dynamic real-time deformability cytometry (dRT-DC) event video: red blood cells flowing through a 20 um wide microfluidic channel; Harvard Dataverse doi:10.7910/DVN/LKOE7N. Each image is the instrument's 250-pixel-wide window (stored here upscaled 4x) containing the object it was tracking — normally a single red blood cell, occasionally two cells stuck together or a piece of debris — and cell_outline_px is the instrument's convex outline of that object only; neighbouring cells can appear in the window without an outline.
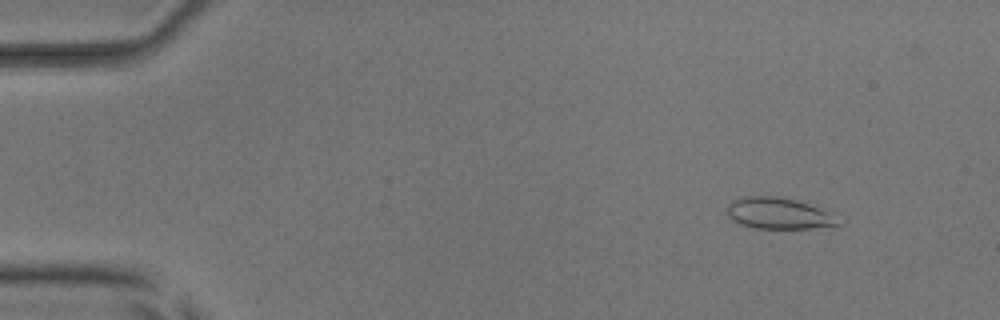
{"species": "common noctule bat (a hibernating species)", "species_latin": "Nyctalus noctula", "temperature_condition": "room temperature", "stored_images_in_passage": 51, "camera_frame_rate_fps": 3000, "um_per_image_px": 0.085, "animal": {"sex": "male", "body_mass_g": 17.9, "forearm_length_mm": 54.2}, "frame": {"image": 1, "passage_image": 3, "time_ms": 0.667, "image_size_px": [1000, 320], "cell_outline_px": [[840, 224], [812, 228], [756, 228], [740, 224], [732, 220], [728, 216], [728, 204], [732, 200], [740, 196], [780, 196], [796, 200], [808, 204], [828, 212]], "centroid_in_image_um": [66.08, 18.12], "position_along_channel_um": 18.9, "area_um2": 19.94}}
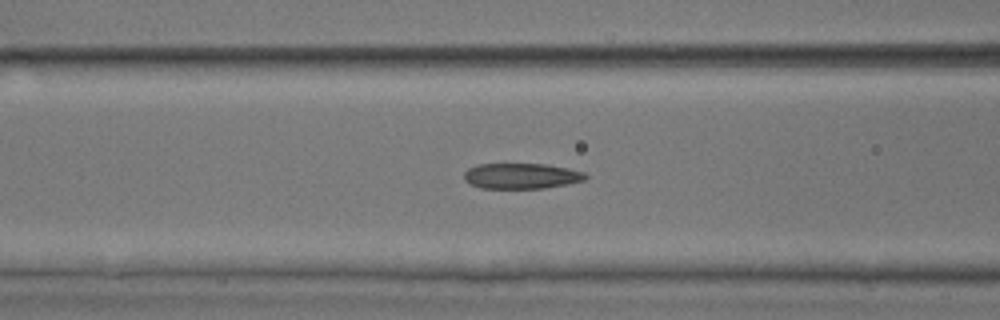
{"frame": {"image": 2, "passage_image": 19, "time_ms": 6.0, "image_size_px": [1000, 320], "cell_outline_px": [[588, 176], [584, 180], [568, 184], [544, 188], [480, 188], [468, 184], [464, 180], [464, 172], [468, 168], [476, 164], [548, 164], [568, 168], [584, 172]], "centroid_in_image_um": [44.29, 14.95], "position_along_channel_um": 122.3, "area_um2": 18.26}}
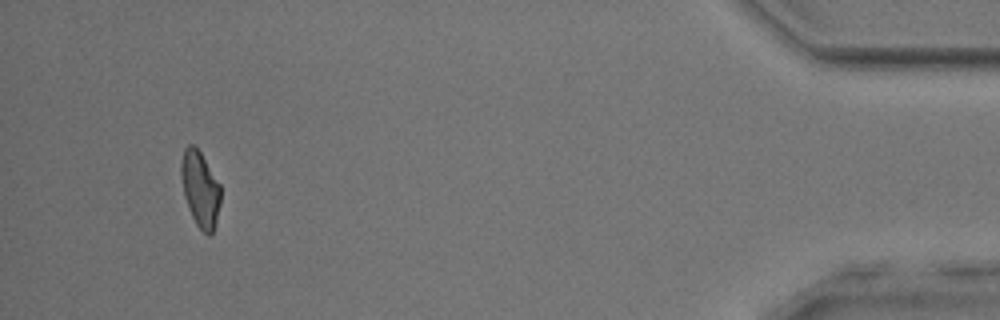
{"frame": {"image": 3, "passage_image": 47, "time_ms": 15.333, "image_size_px": [1000, 320], "cell_outline_px": [[220, 204], [216, 220], [212, 232], [208, 236], [196, 224], [192, 216], [184, 196], [180, 176], [180, 160], [184, 148], [188, 144], [192, 144], [200, 152], [220, 184]], "centroid_in_image_um": [16.99, 16.03], "position_along_channel_um": 418.2, "area_um2": 17.34}}